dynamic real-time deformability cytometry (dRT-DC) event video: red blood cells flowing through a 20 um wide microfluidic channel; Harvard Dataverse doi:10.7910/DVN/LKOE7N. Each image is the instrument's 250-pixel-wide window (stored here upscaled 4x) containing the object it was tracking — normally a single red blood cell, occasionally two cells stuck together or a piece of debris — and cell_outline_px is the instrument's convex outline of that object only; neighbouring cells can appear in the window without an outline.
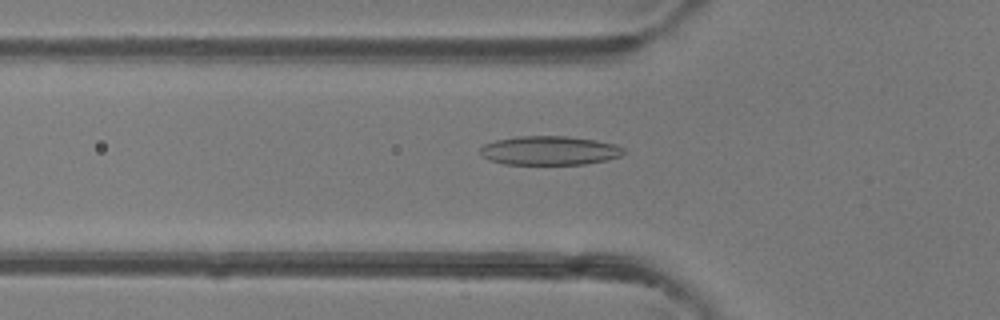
{"species": "common noctule bat (a hibernating species)", "species_latin": "Nyctalus noctula", "temperature_condition": "room temperature", "stored_images_in_passage": 48, "camera_frame_rate_fps": 3000, "um_per_image_px": 0.085, "animal": {"sex": "female"}, "frame": {"image": 1, "passage_image": 16, "time_ms": 5.0, "image_size_px": [1000, 320], "cell_outline_px": [[628, 152], [620, 156], [608, 160], [584, 164], [504, 164], [488, 160], [480, 156], [480, 148], [484, 144], [496, 140], [516, 136], [568, 136], [596, 140], [616, 144], [624, 148]], "centroid_in_image_um": [46.72, 12.79], "position_along_channel_um": 79.1, "area_um2": 24.57}}
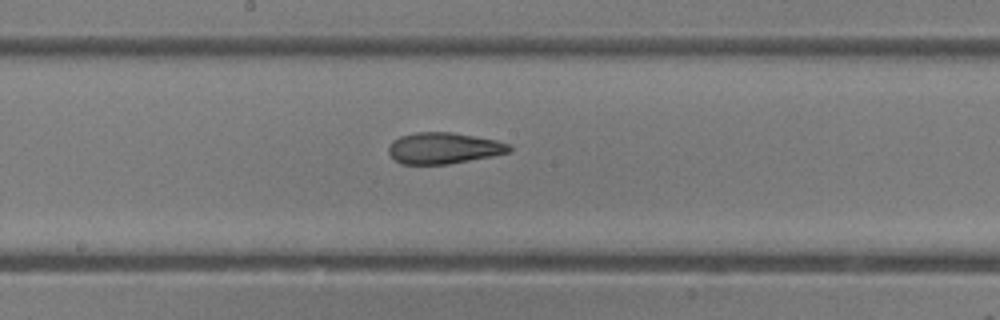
{"frame": {"image": 2, "passage_image": 25, "time_ms": 8.0, "image_size_px": [1000, 320], "cell_outline_px": [[512, 148], [508, 152], [492, 156], [448, 164], [400, 164], [388, 152], [388, 144], [392, 140], [400, 136], [416, 132], [452, 132], [496, 140], [508, 144]], "centroid_in_image_um": [37.67, 12.59], "position_along_channel_um": 210.5, "area_um2": 21.91}}
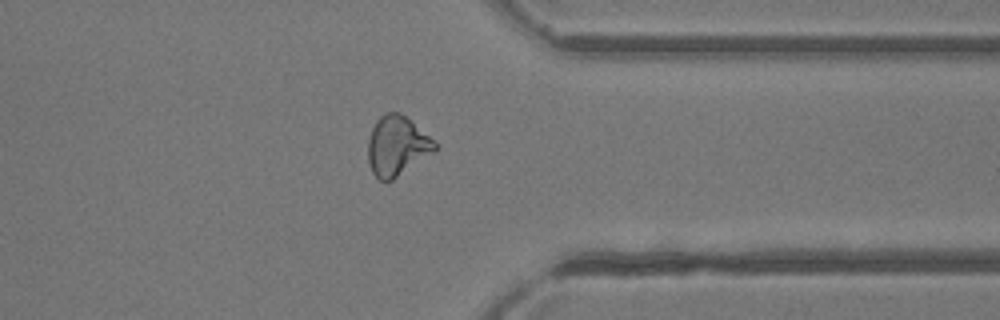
{"frame": {"image": 3, "passage_image": 37, "time_ms": 12.0, "image_size_px": [1000, 320], "cell_outline_px": [[436, 152], [392, 180], [380, 180], [372, 172], [368, 160], [368, 140], [372, 128], [376, 120], [384, 112], [400, 112], [428, 136], [436, 144]], "centroid_in_image_um": [33.73, 12.41], "position_along_channel_um": 377.7, "area_um2": 23.06}}